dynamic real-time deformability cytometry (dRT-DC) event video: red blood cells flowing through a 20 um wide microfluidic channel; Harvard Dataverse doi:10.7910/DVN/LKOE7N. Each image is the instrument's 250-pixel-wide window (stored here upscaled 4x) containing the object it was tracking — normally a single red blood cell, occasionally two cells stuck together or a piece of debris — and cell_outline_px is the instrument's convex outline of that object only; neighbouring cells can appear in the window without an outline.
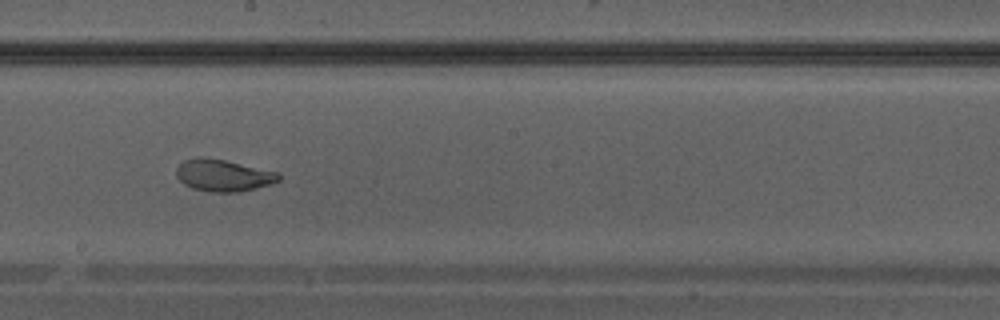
{"species": "Egyptian fruit bat (a non-hibernating species)", "species_latin": "Rousettus aegyptiacus", "temperature_condition": "warm", "stored_images_in_passage": 39, "camera_frame_rate_fps": 3000, "um_per_image_px": 0.085, "animal": {"sex": "male"}, "frame": {"image": 1, "passage_image": 23, "time_ms": 7.333, "image_size_px": [1000, 320], "cell_outline_px": [[280, 180], [256, 188], [240, 192], [212, 192], [192, 188], [184, 184], [176, 176], [176, 168], [184, 160], [196, 156], [200, 156], [224, 160], [280, 172]], "centroid_in_image_um": [18.96, 14.9], "position_along_channel_um": 229.2, "area_um2": 19.07}}